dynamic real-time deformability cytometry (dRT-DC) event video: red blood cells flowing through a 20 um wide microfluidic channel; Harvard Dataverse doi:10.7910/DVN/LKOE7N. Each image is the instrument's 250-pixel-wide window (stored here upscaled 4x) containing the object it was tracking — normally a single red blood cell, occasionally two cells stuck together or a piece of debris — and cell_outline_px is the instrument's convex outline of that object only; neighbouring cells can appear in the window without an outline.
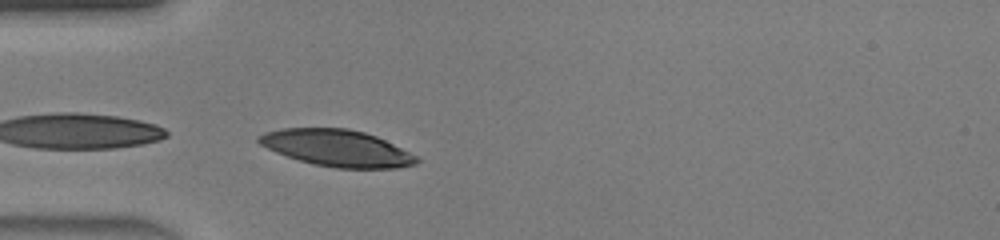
{"species": "human", "species_latin": "Homo sapiens", "temperature_condition": "warm", "stored_images_in_passage": 33, "camera_frame_rate_fps": 3000, "um_per_image_px": 0.085, "donor": {"sex": "male"}, "frame": {"image": 1, "passage_image": 1, "time_ms": 0.0, "image_size_px": [1000, 240], "cell_outline_px": [[420, 160], [416, 164], [396, 168], [336, 168], [312, 164], [276, 152], [260, 144], [256, 140], [256, 136], [264, 132], [280, 128], [348, 128], [364, 132], [376, 136], [416, 156]], "centroid_in_image_um": [28.6, 12.58], "position_along_channel_um": 56.4, "area_um2": 33.52}}
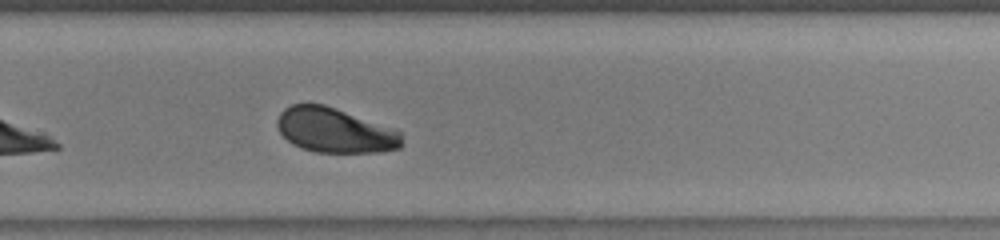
{"frame": {"image": 2, "passage_image": 18, "time_ms": 5.667, "image_size_px": [1000, 240], "cell_outline_px": [[404, 144], [400, 148], [380, 152], [316, 152], [300, 148], [292, 144], [280, 132], [276, 124], [276, 120], [280, 112], [284, 108], [292, 104], [324, 104], [396, 128], [400, 132]], "centroid_in_image_um": [28.49, 11.08], "position_along_channel_um": 301.3, "area_um2": 32.83}}
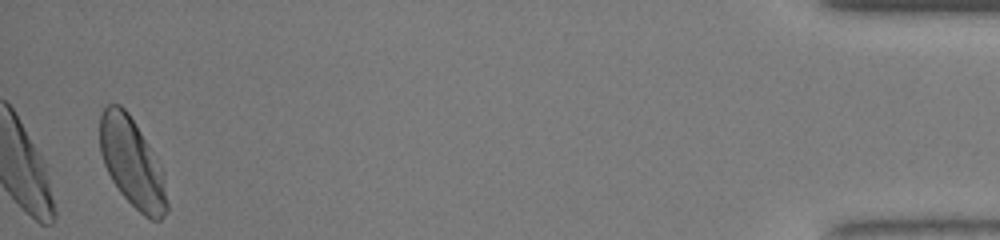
{"frame": {"image": 3, "passage_image": 32, "time_ms": 10.333, "image_size_px": [1000, 240], "cell_outline_px": [[168, 212], [160, 220], [152, 220], [144, 216], [120, 192], [112, 180], [104, 164], [100, 152], [100, 116], [104, 108], [108, 104], [120, 104], [128, 112], [160, 164], [168, 204]], "centroid_in_image_um": [11.22, 13.84], "position_along_channel_um": 424.0, "area_um2": 34.33}, "authors_computed_cell_mechanics": {"area_um2": 33.524, "velocity_mm_per_s": 4.4498, "shape_relaxation_time_tau1_ms": 2.0799, "shape_relaxation_time_tau2_ms": 4.1264, "deformation_change_tau1": 0.1298, "deformation_change_tau2": 0.0798}}